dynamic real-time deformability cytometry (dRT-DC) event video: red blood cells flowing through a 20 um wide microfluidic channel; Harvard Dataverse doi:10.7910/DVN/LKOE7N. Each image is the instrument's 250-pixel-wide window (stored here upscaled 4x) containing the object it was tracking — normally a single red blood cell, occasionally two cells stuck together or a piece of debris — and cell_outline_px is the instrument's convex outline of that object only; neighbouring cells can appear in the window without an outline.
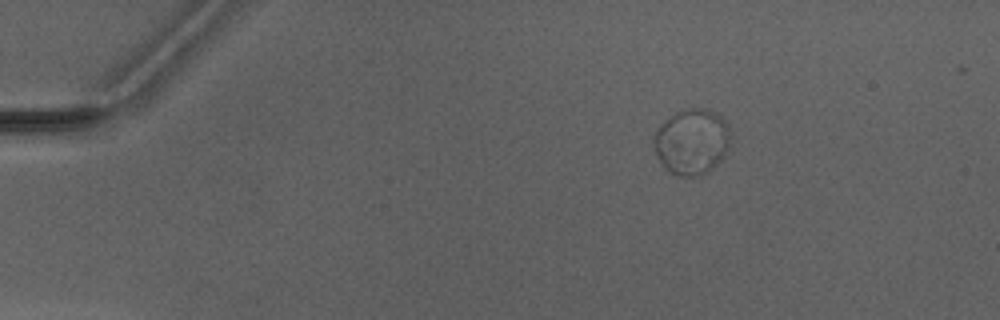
{"species": "Egyptian fruit bat (a non-hibernating species)", "species_latin": "Rousettus aegyptiacus", "temperature_condition": "warm", "stored_images_in_passage": 4, "camera_frame_rate_fps": 3000, "um_per_image_px": 0.085, "animal": {"sex": "male"}, "frame": {"image": 1, "passage_image": 1, "time_ms": 0.0, "image_size_px": [1000, 320], "cell_outline_px": [[732, 144], [724, 156], [708, 172], [700, 176], [680, 176], [668, 172], [664, 168], [656, 156], [652, 144], [652, 136], [660, 124], [676, 112], [688, 108], [704, 108], [720, 112], [728, 124], [732, 132]], "centroid_in_image_um": [58.83, 12.03], "position_along_channel_um": 26.2, "area_um2": 30.4}}
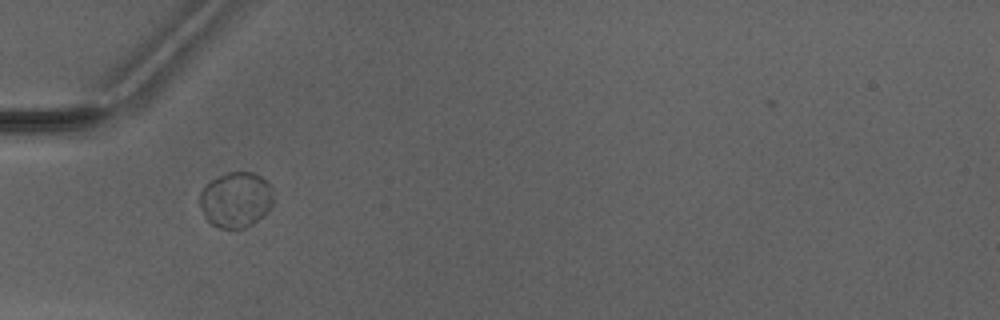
{"frame": {"image": 2, "passage_image": 3, "time_ms": 3.0, "image_size_px": [1000, 320], "cell_outline_px": [[272, 204], [268, 212], [252, 224], [244, 228], [220, 228], [212, 224], [204, 216], [200, 208], [200, 192], [212, 180], [228, 172], [252, 172], [260, 176], [272, 184]], "centroid_in_image_um": [20.07, 16.98], "position_along_channel_um": 64.9, "area_um2": 23.76}}
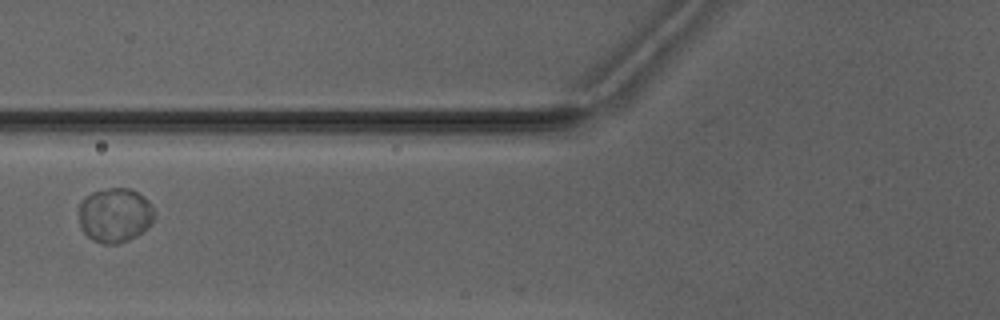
{"frame": {"image": 3, "passage_image": 4, "time_ms": 4.333, "image_size_px": [1000, 320], "cell_outline_px": [[156, 216], [136, 236], [120, 244], [104, 244], [92, 240], [80, 228], [80, 204], [92, 192], [108, 188], [128, 188], [144, 196], [148, 200]], "centroid_in_image_um": [9.76, 18.29], "position_along_channel_um": 116.0, "area_um2": 23.64}}